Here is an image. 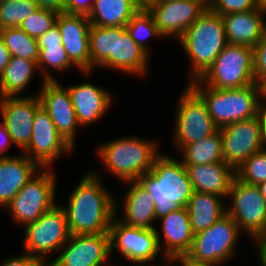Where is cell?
<instances>
[{"mask_svg":"<svg viewBox=\"0 0 266 266\" xmlns=\"http://www.w3.org/2000/svg\"><path fill=\"white\" fill-rule=\"evenodd\" d=\"M73 151L74 148L62 137L49 114L40 106L34 116L31 141L22 153L41 168H53L60 158L72 155Z\"/></svg>","mask_w":266,"mask_h":266,"instance_id":"cell-13","label":"cell"},{"mask_svg":"<svg viewBox=\"0 0 266 266\" xmlns=\"http://www.w3.org/2000/svg\"><path fill=\"white\" fill-rule=\"evenodd\" d=\"M38 8V5L33 0H6L1 2V28H18L24 19Z\"/></svg>","mask_w":266,"mask_h":266,"instance_id":"cell-35","label":"cell"},{"mask_svg":"<svg viewBox=\"0 0 266 266\" xmlns=\"http://www.w3.org/2000/svg\"><path fill=\"white\" fill-rule=\"evenodd\" d=\"M0 266H48L42 259L31 256L25 252L4 258Z\"/></svg>","mask_w":266,"mask_h":266,"instance_id":"cell-40","label":"cell"},{"mask_svg":"<svg viewBox=\"0 0 266 266\" xmlns=\"http://www.w3.org/2000/svg\"><path fill=\"white\" fill-rule=\"evenodd\" d=\"M37 95L0 97V120L21 152L31 141L34 116L41 106Z\"/></svg>","mask_w":266,"mask_h":266,"instance_id":"cell-17","label":"cell"},{"mask_svg":"<svg viewBox=\"0 0 266 266\" xmlns=\"http://www.w3.org/2000/svg\"><path fill=\"white\" fill-rule=\"evenodd\" d=\"M254 76L258 82L266 74V41L260 40L253 47Z\"/></svg>","mask_w":266,"mask_h":266,"instance_id":"cell-39","label":"cell"},{"mask_svg":"<svg viewBox=\"0 0 266 266\" xmlns=\"http://www.w3.org/2000/svg\"><path fill=\"white\" fill-rule=\"evenodd\" d=\"M1 39L12 57L24 58L34 62L39 59L38 40L18 28L2 29Z\"/></svg>","mask_w":266,"mask_h":266,"instance_id":"cell-32","label":"cell"},{"mask_svg":"<svg viewBox=\"0 0 266 266\" xmlns=\"http://www.w3.org/2000/svg\"><path fill=\"white\" fill-rule=\"evenodd\" d=\"M184 90L178 96L174 112L172 145L176 155L188 144L202 140L218 128L214 124L203 99L185 83Z\"/></svg>","mask_w":266,"mask_h":266,"instance_id":"cell-9","label":"cell"},{"mask_svg":"<svg viewBox=\"0 0 266 266\" xmlns=\"http://www.w3.org/2000/svg\"><path fill=\"white\" fill-rule=\"evenodd\" d=\"M242 235L232 217L225 214L206 230L194 234L190 250L175 263L225 266L237 255Z\"/></svg>","mask_w":266,"mask_h":266,"instance_id":"cell-6","label":"cell"},{"mask_svg":"<svg viewBox=\"0 0 266 266\" xmlns=\"http://www.w3.org/2000/svg\"><path fill=\"white\" fill-rule=\"evenodd\" d=\"M127 32L131 35V38L150 56L153 51L148 44V39L157 38L163 40L164 37L160 34L153 16L148 12L146 8H141L126 24ZM151 49V50H150Z\"/></svg>","mask_w":266,"mask_h":266,"instance_id":"cell-33","label":"cell"},{"mask_svg":"<svg viewBox=\"0 0 266 266\" xmlns=\"http://www.w3.org/2000/svg\"><path fill=\"white\" fill-rule=\"evenodd\" d=\"M184 166L194 191L216 194L227 199L236 177L233 167L225 162Z\"/></svg>","mask_w":266,"mask_h":266,"instance_id":"cell-26","label":"cell"},{"mask_svg":"<svg viewBox=\"0 0 266 266\" xmlns=\"http://www.w3.org/2000/svg\"><path fill=\"white\" fill-rule=\"evenodd\" d=\"M189 59L187 80L199 79L228 44L222 16L206 9L178 40Z\"/></svg>","mask_w":266,"mask_h":266,"instance_id":"cell-4","label":"cell"},{"mask_svg":"<svg viewBox=\"0 0 266 266\" xmlns=\"http://www.w3.org/2000/svg\"><path fill=\"white\" fill-rule=\"evenodd\" d=\"M171 1H178V0H154L153 2H171Z\"/></svg>","mask_w":266,"mask_h":266,"instance_id":"cell-56","label":"cell"},{"mask_svg":"<svg viewBox=\"0 0 266 266\" xmlns=\"http://www.w3.org/2000/svg\"><path fill=\"white\" fill-rule=\"evenodd\" d=\"M41 169L22 152L0 158V208L5 207L22 187Z\"/></svg>","mask_w":266,"mask_h":266,"instance_id":"cell-24","label":"cell"},{"mask_svg":"<svg viewBox=\"0 0 266 266\" xmlns=\"http://www.w3.org/2000/svg\"><path fill=\"white\" fill-rule=\"evenodd\" d=\"M156 224L160 225L155 227V232L161 252L170 262L182 259L190 250L194 238L187 208L169 212Z\"/></svg>","mask_w":266,"mask_h":266,"instance_id":"cell-20","label":"cell"},{"mask_svg":"<svg viewBox=\"0 0 266 266\" xmlns=\"http://www.w3.org/2000/svg\"><path fill=\"white\" fill-rule=\"evenodd\" d=\"M90 72L99 68L113 53L114 27L90 26Z\"/></svg>","mask_w":266,"mask_h":266,"instance_id":"cell-34","label":"cell"},{"mask_svg":"<svg viewBox=\"0 0 266 266\" xmlns=\"http://www.w3.org/2000/svg\"><path fill=\"white\" fill-rule=\"evenodd\" d=\"M225 201L216 194L194 191L186 206L194 234L206 230L227 214Z\"/></svg>","mask_w":266,"mask_h":266,"instance_id":"cell-28","label":"cell"},{"mask_svg":"<svg viewBox=\"0 0 266 266\" xmlns=\"http://www.w3.org/2000/svg\"><path fill=\"white\" fill-rule=\"evenodd\" d=\"M198 80L218 90L244 88L257 83L253 48L228 43Z\"/></svg>","mask_w":266,"mask_h":266,"instance_id":"cell-8","label":"cell"},{"mask_svg":"<svg viewBox=\"0 0 266 266\" xmlns=\"http://www.w3.org/2000/svg\"><path fill=\"white\" fill-rule=\"evenodd\" d=\"M11 54L6 48L3 40L0 38V75L3 73L4 69L11 60Z\"/></svg>","mask_w":266,"mask_h":266,"instance_id":"cell-44","label":"cell"},{"mask_svg":"<svg viewBox=\"0 0 266 266\" xmlns=\"http://www.w3.org/2000/svg\"><path fill=\"white\" fill-rule=\"evenodd\" d=\"M58 14L49 9L38 8L24 19L19 28L24 30L29 36L38 39L47 30L56 25Z\"/></svg>","mask_w":266,"mask_h":266,"instance_id":"cell-37","label":"cell"},{"mask_svg":"<svg viewBox=\"0 0 266 266\" xmlns=\"http://www.w3.org/2000/svg\"><path fill=\"white\" fill-rule=\"evenodd\" d=\"M56 256L48 266H111L109 232L71 234Z\"/></svg>","mask_w":266,"mask_h":266,"instance_id":"cell-14","label":"cell"},{"mask_svg":"<svg viewBox=\"0 0 266 266\" xmlns=\"http://www.w3.org/2000/svg\"><path fill=\"white\" fill-rule=\"evenodd\" d=\"M265 16L266 11L260 8L222 16L227 42L253 48L263 39Z\"/></svg>","mask_w":266,"mask_h":266,"instance_id":"cell-27","label":"cell"},{"mask_svg":"<svg viewBox=\"0 0 266 266\" xmlns=\"http://www.w3.org/2000/svg\"><path fill=\"white\" fill-rule=\"evenodd\" d=\"M153 140V141H152ZM157 139H145L135 135L113 138L96 146L95 154L106 174L117 181H136L153 167L155 158L161 153Z\"/></svg>","mask_w":266,"mask_h":266,"instance_id":"cell-2","label":"cell"},{"mask_svg":"<svg viewBox=\"0 0 266 266\" xmlns=\"http://www.w3.org/2000/svg\"><path fill=\"white\" fill-rule=\"evenodd\" d=\"M263 40L266 41V16L263 23Z\"/></svg>","mask_w":266,"mask_h":266,"instance_id":"cell-52","label":"cell"},{"mask_svg":"<svg viewBox=\"0 0 266 266\" xmlns=\"http://www.w3.org/2000/svg\"><path fill=\"white\" fill-rule=\"evenodd\" d=\"M257 263L259 266H266V262H264L258 255H257Z\"/></svg>","mask_w":266,"mask_h":266,"instance_id":"cell-53","label":"cell"},{"mask_svg":"<svg viewBox=\"0 0 266 266\" xmlns=\"http://www.w3.org/2000/svg\"><path fill=\"white\" fill-rule=\"evenodd\" d=\"M260 191H261V194L263 195L264 199H265V202H266V181L265 182H262L258 185Z\"/></svg>","mask_w":266,"mask_h":266,"instance_id":"cell-50","label":"cell"},{"mask_svg":"<svg viewBox=\"0 0 266 266\" xmlns=\"http://www.w3.org/2000/svg\"><path fill=\"white\" fill-rule=\"evenodd\" d=\"M178 154L184 165L224 162L220 130L202 140L186 145Z\"/></svg>","mask_w":266,"mask_h":266,"instance_id":"cell-31","label":"cell"},{"mask_svg":"<svg viewBox=\"0 0 266 266\" xmlns=\"http://www.w3.org/2000/svg\"><path fill=\"white\" fill-rule=\"evenodd\" d=\"M92 82H81L64 85L70 95L75 110L76 119L81 128L95 125L106 117L107 112L114 104V96L108 88Z\"/></svg>","mask_w":266,"mask_h":266,"instance_id":"cell-21","label":"cell"},{"mask_svg":"<svg viewBox=\"0 0 266 266\" xmlns=\"http://www.w3.org/2000/svg\"><path fill=\"white\" fill-rule=\"evenodd\" d=\"M95 0H66L65 13L88 15Z\"/></svg>","mask_w":266,"mask_h":266,"instance_id":"cell-41","label":"cell"},{"mask_svg":"<svg viewBox=\"0 0 266 266\" xmlns=\"http://www.w3.org/2000/svg\"><path fill=\"white\" fill-rule=\"evenodd\" d=\"M111 266H130V265H126V264L122 265V263L120 264V263L117 262L116 264L113 263ZM132 266H143V265H132Z\"/></svg>","mask_w":266,"mask_h":266,"instance_id":"cell-55","label":"cell"},{"mask_svg":"<svg viewBox=\"0 0 266 266\" xmlns=\"http://www.w3.org/2000/svg\"><path fill=\"white\" fill-rule=\"evenodd\" d=\"M56 25L68 58L88 79V76L91 77L95 72H90L89 31L91 23L87 15L59 13Z\"/></svg>","mask_w":266,"mask_h":266,"instance_id":"cell-19","label":"cell"},{"mask_svg":"<svg viewBox=\"0 0 266 266\" xmlns=\"http://www.w3.org/2000/svg\"><path fill=\"white\" fill-rule=\"evenodd\" d=\"M187 84L203 99L218 129L259 115L262 101L258 83L244 88L222 90L205 86L198 79Z\"/></svg>","mask_w":266,"mask_h":266,"instance_id":"cell-5","label":"cell"},{"mask_svg":"<svg viewBox=\"0 0 266 266\" xmlns=\"http://www.w3.org/2000/svg\"><path fill=\"white\" fill-rule=\"evenodd\" d=\"M37 40L40 49L37 62L41 75L40 82L60 80L54 75L57 73L64 75L65 72H68L72 68L73 70L75 68V70L80 71L68 58L62 45V38L57 25L47 30Z\"/></svg>","mask_w":266,"mask_h":266,"instance_id":"cell-25","label":"cell"},{"mask_svg":"<svg viewBox=\"0 0 266 266\" xmlns=\"http://www.w3.org/2000/svg\"><path fill=\"white\" fill-rule=\"evenodd\" d=\"M123 185H127V191L121 199L115 196V217L129 226L155 229V203L150 192L139 180L127 181Z\"/></svg>","mask_w":266,"mask_h":266,"instance_id":"cell-22","label":"cell"},{"mask_svg":"<svg viewBox=\"0 0 266 266\" xmlns=\"http://www.w3.org/2000/svg\"><path fill=\"white\" fill-rule=\"evenodd\" d=\"M194 1H198L206 9H211V7L214 3V0H194Z\"/></svg>","mask_w":266,"mask_h":266,"instance_id":"cell-48","label":"cell"},{"mask_svg":"<svg viewBox=\"0 0 266 266\" xmlns=\"http://www.w3.org/2000/svg\"><path fill=\"white\" fill-rule=\"evenodd\" d=\"M258 8L266 11V0H256Z\"/></svg>","mask_w":266,"mask_h":266,"instance_id":"cell-51","label":"cell"},{"mask_svg":"<svg viewBox=\"0 0 266 266\" xmlns=\"http://www.w3.org/2000/svg\"><path fill=\"white\" fill-rule=\"evenodd\" d=\"M169 154L161 152L152 169L139 179L153 197L156 222L169 212L186 207L194 193L182 160Z\"/></svg>","mask_w":266,"mask_h":266,"instance_id":"cell-3","label":"cell"},{"mask_svg":"<svg viewBox=\"0 0 266 266\" xmlns=\"http://www.w3.org/2000/svg\"><path fill=\"white\" fill-rule=\"evenodd\" d=\"M99 173L92 168L84 172L68 195L67 204H59L65 211L70 234L109 232L115 217L116 195L106 187Z\"/></svg>","mask_w":266,"mask_h":266,"instance_id":"cell-1","label":"cell"},{"mask_svg":"<svg viewBox=\"0 0 266 266\" xmlns=\"http://www.w3.org/2000/svg\"><path fill=\"white\" fill-rule=\"evenodd\" d=\"M109 235L111 255L117 250L127 264L165 266L170 263L160 250L155 229L129 226L114 217ZM158 256L164 260L162 264H155Z\"/></svg>","mask_w":266,"mask_h":266,"instance_id":"cell-10","label":"cell"},{"mask_svg":"<svg viewBox=\"0 0 266 266\" xmlns=\"http://www.w3.org/2000/svg\"><path fill=\"white\" fill-rule=\"evenodd\" d=\"M56 168H41L5 207L14 225L25 227L35 222L58 202Z\"/></svg>","mask_w":266,"mask_h":266,"instance_id":"cell-7","label":"cell"},{"mask_svg":"<svg viewBox=\"0 0 266 266\" xmlns=\"http://www.w3.org/2000/svg\"><path fill=\"white\" fill-rule=\"evenodd\" d=\"M151 57L131 38L126 27H114L113 53L97 69H108L111 72L117 71L118 73L130 75L129 77L134 76L141 79L147 76L150 71L149 67L151 66H149V63Z\"/></svg>","mask_w":266,"mask_h":266,"instance_id":"cell-23","label":"cell"},{"mask_svg":"<svg viewBox=\"0 0 266 266\" xmlns=\"http://www.w3.org/2000/svg\"><path fill=\"white\" fill-rule=\"evenodd\" d=\"M224 162L235 170L252 154L264 149L259 115L220 128Z\"/></svg>","mask_w":266,"mask_h":266,"instance_id":"cell-16","label":"cell"},{"mask_svg":"<svg viewBox=\"0 0 266 266\" xmlns=\"http://www.w3.org/2000/svg\"><path fill=\"white\" fill-rule=\"evenodd\" d=\"M230 199V200H229ZM226 201L227 214L255 244L266 233V202L258 185L234 178Z\"/></svg>","mask_w":266,"mask_h":266,"instance_id":"cell-11","label":"cell"},{"mask_svg":"<svg viewBox=\"0 0 266 266\" xmlns=\"http://www.w3.org/2000/svg\"><path fill=\"white\" fill-rule=\"evenodd\" d=\"M179 266H217V265H194V264H177ZM220 266V265H218Z\"/></svg>","mask_w":266,"mask_h":266,"instance_id":"cell-54","label":"cell"},{"mask_svg":"<svg viewBox=\"0 0 266 266\" xmlns=\"http://www.w3.org/2000/svg\"><path fill=\"white\" fill-rule=\"evenodd\" d=\"M40 85L36 93L41 107L49 114L62 137L76 149V135L81 126L76 119L67 88L59 80L44 81Z\"/></svg>","mask_w":266,"mask_h":266,"instance_id":"cell-15","label":"cell"},{"mask_svg":"<svg viewBox=\"0 0 266 266\" xmlns=\"http://www.w3.org/2000/svg\"><path fill=\"white\" fill-rule=\"evenodd\" d=\"M39 8L49 9L57 13L65 12L66 0H33Z\"/></svg>","mask_w":266,"mask_h":266,"instance_id":"cell-43","label":"cell"},{"mask_svg":"<svg viewBox=\"0 0 266 266\" xmlns=\"http://www.w3.org/2000/svg\"><path fill=\"white\" fill-rule=\"evenodd\" d=\"M15 145L12 142L11 136L7 131V128L0 121V158L14 156L13 154H9L7 151L14 147Z\"/></svg>","mask_w":266,"mask_h":266,"instance_id":"cell-42","label":"cell"},{"mask_svg":"<svg viewBox=\"0 0 266 266\" xmlns=\"http://www.w3.org/2000/svg\"><path fill=\"white\" fill-rule=\"evenodd\" d=\"M257 83L261 101L263 104H266V74Z\"/></svg>","mask_w":266,"mask_h":266,"instance_id":"cell-47","label":"cell"},{"mask_svg":"<svg viewBox=\"0 0 266 266\" xmlns=\"http://www.w3.org/2000/svg\"><path fill=\"white\" fill-rule=\"evenodd\" d=\"M140 9L135 0H95L87 17L93 26L126 27Z\"/></svg>","mask_w":266,"mask_h":266,"instance_id":"cell-29","label":"cell"},{"mask_svg":"<svg viewBox=\"0 0 266 266\" xmlns=\"http://www.w3.org/2000/svg\"><path fill=\"white\" fill-rule=\"evenodd\" d=\"M165 266H178L177 263L175 262H170L169 264L165 265Z\"/></svg>","mask_w":266,"mask_h":266,"instance_id":"cell-57","label":"cell"},{"mask_svg":"<svg viewBox=\"0 0 266 266\" xmlns=\"http://www.w3.org/2000/svg\"><path fill=\"white\" fill-rule=\"evenodd\" d=\"M236 178L242 182L259 185L266 181V148L252 154L236 170Z\"/></svg>","mask_w":266,"mask_h":266,"instance_id":"cell-36","label":"cell"},{"mask_svg":"<svg viewBox=\"0 0 266 266\" xmlns=\"http://www.w3.org/2000/svg\"><path fill=\"white\" fill-rule=\"evenodd\" d=\"M257 8L256 0H214L211 10L224 16L231 13L247 12Z\"/></svg>","mask_w":266,"mask_h":266,"instance_id":"cell-38","label":"cell"},{"mask_svg":"<svg viewBox=\"0 0 266 266\" xmlns=\"http://www.w3.org/2000/svg\"><path fill=\"white\" fill-rule=\"evenodd\" d=\"M259 117L261 122V141L263 147L266 148V104L262 103L259 110Z\"/></svg>","mask_w":266,"mask_h":266,"instance_id":"cell-45","label":"cell"},{"mask_svg":"<svg viewBox=\"0 0 266 266\" xmlns=\"http://www.w3.org/2000/svg\"><path fill=\"white\" fill-rule=\"evenodd\" d=\"M39 74L36 62L19 57H11L8 65L0 75V97H17L23 95L34 77ZM36 73V74H35Z\"/></svg>","mask_w":266,"mask_h":266,"instance_id":"cell-30","label":"cell"},{"mask_svg":"<svg viewBox=\"0 0 266 266\" xmlns=\"http://www.w3.org/2000/svg\"><path fill=\"white\" fill-rule=\"evenodd\" d=\"M1 32H2V28H1V26H0V38H1Z\"/></svg>","mask_w":266,"mask_h":266,"instance_id":"cell-58","label":"cell"},{"mask_svg":"<svg viewBox=\"0 0 266 266\" xmlns=\"http://www.w3.org/2000/svg\"><path fill=\"white\" fill-rule=\"evenodd\" d=\"M23 231V252L42 259L47 265L55 258V254L59 253L71 235L65 211L59 203L35 222L23 227Z\"/></svg>","mask_w":266,"mask_h":266,"instance_id":"cell-12","label":"cell"},{"mask_svg":"<svg viewBox=\"0 0 266 266\" xmlns=\"http://www.w3.org/2000/svg\"><path fill=\"white\" fill-rule=\"evenodd\" d=\"M257 250V255L266 262V233L253 245Z\"/></svg>","mask_w":266,"mask_h":266,"instance_id":"cell-46","label":"cell"},{"mask_svg":"<svg viewBox=\"0 0 266 266\" xmlns=\"http://www.w3.org/2000/svg\"><path fill=\"white\" fill-rule=\"evenodd\" d=\"M146 9L153 16L155 25L164 39H175L176 42L206 10L194 0L152 2Z\"/></svg>","mask_w":266,"mask_h":266,"instance_id":"cell-18","label":"cell"},{"mask_svg":"<svg viewBox=\"0 0 266 266\" xmlns=\"http://www.w3.org/2000/svg\"><path fill=\"white\" fill-rule=\"evenodd\" d=\"M135 1L141 6V8H146L154 0H135Z\"/></svg>","mask_w":266,"mask_h":266,"instance_id":"cell-49","label":"cell"}]
</instances>
